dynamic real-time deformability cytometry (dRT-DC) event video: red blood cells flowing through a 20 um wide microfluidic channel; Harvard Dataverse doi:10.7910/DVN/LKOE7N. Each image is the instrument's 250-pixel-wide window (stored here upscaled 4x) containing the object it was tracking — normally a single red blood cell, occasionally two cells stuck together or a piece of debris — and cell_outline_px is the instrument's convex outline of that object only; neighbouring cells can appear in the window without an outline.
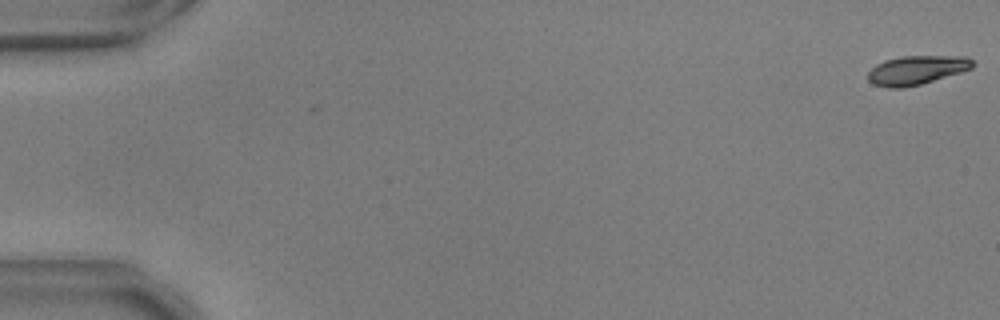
{"species": "common noctule bat (a hibernating species)", "species_latin": "Nyctalus noctula", "temperature_condition": "warm", "stored_images_in_passage": 7, "camera_frame_rate_fps": 3000, "um_per_image_px": 0.085, "animal": {"sex": "male", "body_mass_g": 17.9, "forearm_length_mm": 54.2}, "frame": {"image": 1, "passage_image": 1, "time_ms": 0.0, "image_size_px": [1000, 320], "cell_outline_px": [[972, 68], [960, 72], [920, 84], [904, 88], [888, 88], [872, 84], [868, 80], [868, 72], [876, 64], [884, 60], [900, 56], [968, 56], [972, 60]], "centroid_in_image_um": [77.86, 5.95], "position_along_channel_um": 7.1, "area_um2": 17.63}}